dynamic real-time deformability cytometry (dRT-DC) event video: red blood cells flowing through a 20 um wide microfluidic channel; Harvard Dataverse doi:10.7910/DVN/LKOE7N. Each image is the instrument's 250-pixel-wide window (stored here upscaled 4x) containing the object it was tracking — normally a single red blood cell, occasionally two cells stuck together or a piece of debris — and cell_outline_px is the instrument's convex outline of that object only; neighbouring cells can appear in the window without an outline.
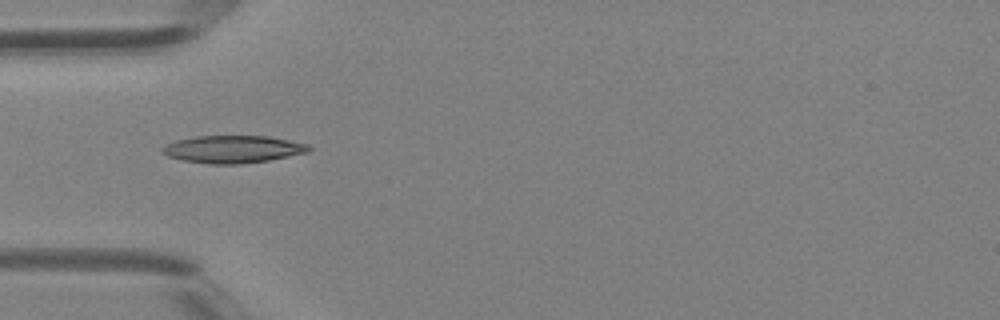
{"species": "Egyptian fruit bat (a non-hibernating species)", "species_latin": "Rousettus aegyptiacus", "temperature_condition": "room temperature", "stored_images_in_passage": 4, "camera_frame_rate_fps": 3000, "um_per_image_px": 0.085, "animal": {"sex": "female"}, "frame": {"image": 1, "passage_image": 3, "time_ms": 0.667, "image_size_px": [1000, 320], "cell_outline_px": [[312, 148], [308, 152], [268, 160], [240, 164], [208, 164], [184, 160], [168, 156], [160, 152], [160, 148], [164, 144], [176, 140], [196, 136], [268, 136], [308, 144]], "centroid_in_image_um": [19.75, 12.68], "position_along_channel_um": 65.2, "area_um2": 23.47}}
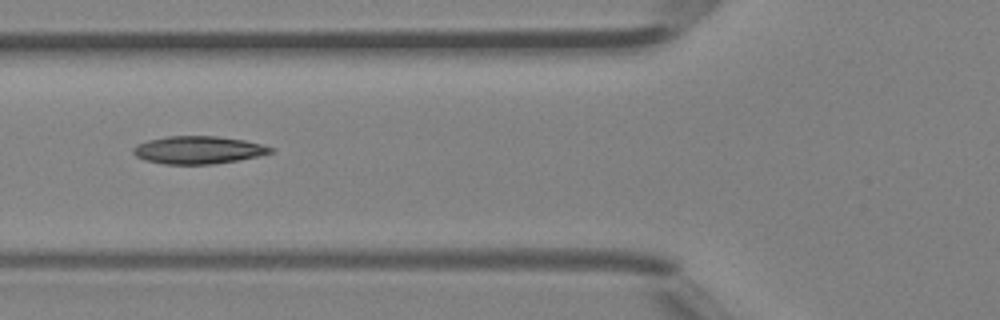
{"frame": {"image": 2, "passage_image": 4, "time_ms": 1.0, "image_size_px": [1000, 320], "cell_outline_px": [[272, 152], [256, 156], [236, 160], [212, 164], [164, 164], [144, 160], [136, 156], [132, 152], [132, 148], [136, 144], [148, 140], [168, 136], [216, 136], [244, 140], [260, 144], [272, 148]], "centroid_in_image_um": [16.77, 12.74], "position_along_channel_um": 109.0, "area_um2": 21.96}}